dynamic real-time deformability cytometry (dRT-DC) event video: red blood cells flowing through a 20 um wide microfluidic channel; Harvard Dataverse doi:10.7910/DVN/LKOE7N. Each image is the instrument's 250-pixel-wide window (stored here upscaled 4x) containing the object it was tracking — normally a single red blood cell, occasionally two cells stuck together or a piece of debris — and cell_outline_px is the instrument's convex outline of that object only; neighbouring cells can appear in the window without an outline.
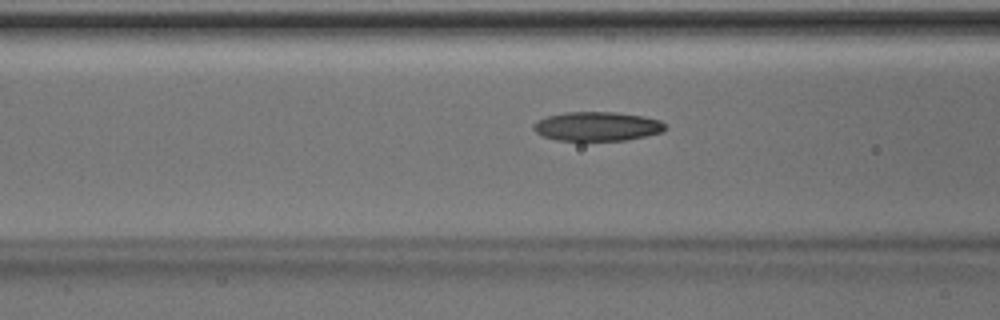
{"species": "Egyptian fruit bat (a non-hibernating species)", "species_latin": "Rousettus aegyptiacus", "temperature_condition": "room temperature", "stored_images_in_passage": 43, "camera_frame_rate_fps": 3000, "um_per_image_px": 0.085, "animal": {"sex": "male"}, "frame": {"image": 1, "passage_image": 19, "time_ms": 6.0, "image_size_px": [1000, 320], "cell_outline_px": [[664, 132], [624, 140], [556, 140], [544, 136], [536, 132], [532, 128], [532, 124], [536, 120], [548, 116], [564, 112], [616, 112], [644, 116], [660, 120], [664, 124]], "centroid_in_image_um": [50.73, 10.73], "position_along_channel_um": 115.9, "area_um2": 22.31}}
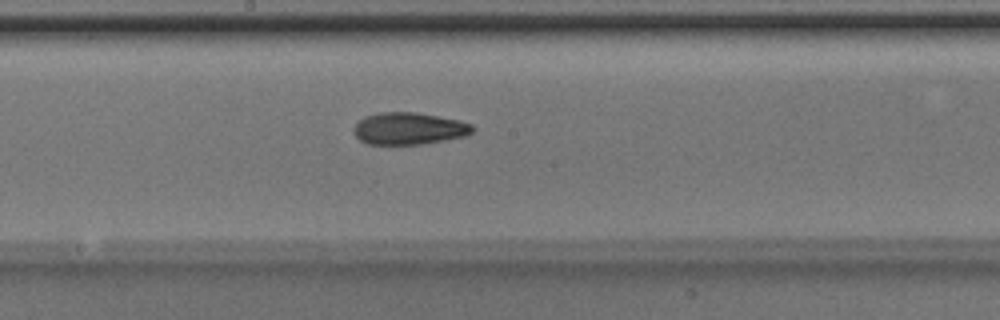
{"frame": {"image": 2, "passage_image": 26, "time_ms": 8.333, "image_size_px": [1000, 320], "cell_outline_px": [[476, 128], [472, 132], [464, 136], [424, 144], [368, 144], [360, 140], [356, 136], [352, 128], [364, 116], [380, 112], [416, 112], [460, 120], [472, 124]], "centroid_in_image_um": [34.77, 10.92], "position_along_channel_um": 213.4, "area_um2": 22.25}}
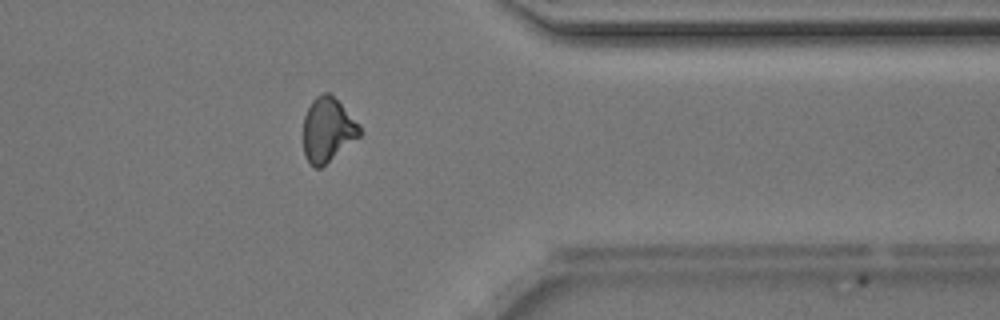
{"frame": {"image": 3, "passage_image": 39, "time_ms": 12.667, "image_size_px": [1000, 320], "cell_outline_px": [[364, 132], [360, 136], [320, 168], [316, 168], [308, 164], [304, 156], [304, 116], [312, 100], [316, 96], [324, 92], [328, 92], [360, 124]], "centroid_in_image_um": [27.85, 11.05], "position_along_channel_um": 383.5, "area_um2": 21.04}}